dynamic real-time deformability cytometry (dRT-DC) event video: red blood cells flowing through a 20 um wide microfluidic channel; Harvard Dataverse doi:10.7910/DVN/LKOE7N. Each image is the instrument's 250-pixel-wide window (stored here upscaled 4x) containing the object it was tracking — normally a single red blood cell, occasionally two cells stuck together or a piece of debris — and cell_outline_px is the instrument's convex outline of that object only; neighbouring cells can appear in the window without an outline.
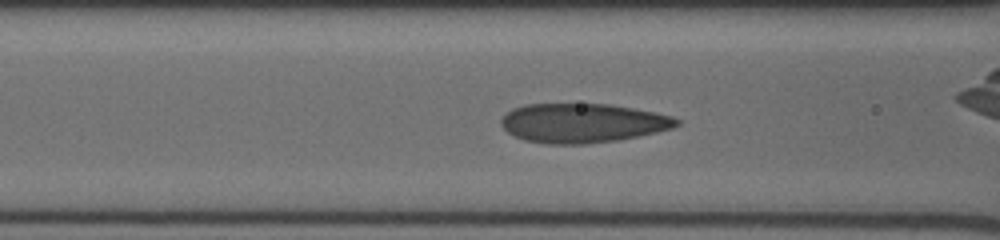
{"species": "human", "species_latin": "Homo sapiens", "temperature_condition": "cold", "stored_images_in_passage": 31, "camera_frame_rate_fps": 3000, "um_per_image_px": 0.085, "donor": {"sex": "male"}, "frame": {"image": 1, "passage_image": 3, "time_ms": 0.667, "image_size_px": [1000, 240], "cell_outline_px": [[680, 124], [672, 128], [656, 132], [616, 140], [584, 144], [548, 144], [524, 140], [508, 132], [500, 124], [500, 120], [512, 108], [524, 104], [612, 104], [672, 116], [680, 120]], "centroid_in_image_um": [49.5, 10.45], "position_along_channel_um": 117.1, "area_um2": 39.94}}
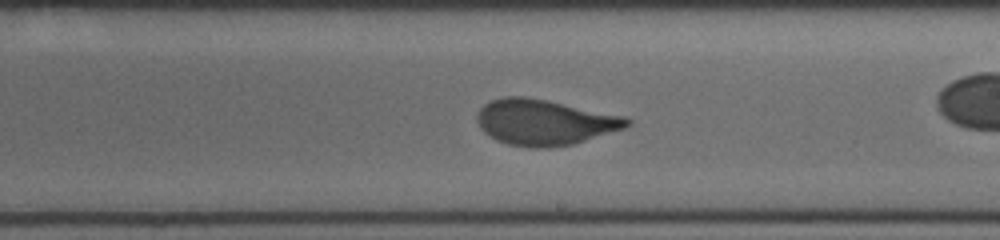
{"frame": {"image": 2, "passage_image": 12, "time_ms": 3.667, "image_size_px": [1000, 240], "cell_outline_px": [[632, 120], [624, 128], [572, 144], [548, 148], [528, 148], [508, 144], [496, 140], [484, 132], [480, 128], [476, 120], [476, 116], [480, 108], [484, 104], [492, 100], [504, 96], [524, 96], [548, 100], [624, 116]], "centroid_in_image_um": [46.23, 10.39], "position_along_channel_um": 242.8, "area_um2": 39.82}}
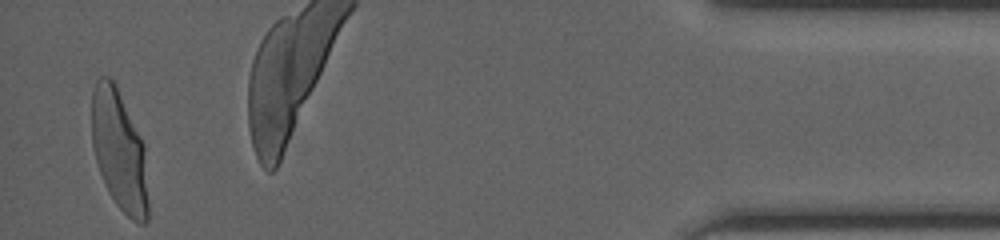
{"frame": {"image": 3, "passage_image": 30, "time_ms": 9.667, "image_size_px": [1000, 240], "cell_outline_px": [[148, 220], [144, 224], [140, 224], [132, 220], [116, 204], [108, 192], [104, 184], [96, 160], [92, 144], [92, 92], [96, 80], [100, 76], [108, 76], [116, 84], [144, 144], [148, 200]], "centroid_in_image_um": [10.13, 12.8], "position_along_channel_um": 425.1, "area_um2": 39.65}}